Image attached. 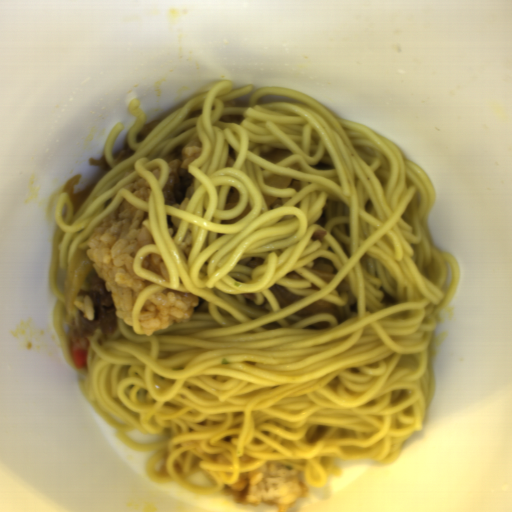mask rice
I'll list each match as a JSON object with an SVG mask.
<instances>
[{
	"mask_svg": "<svg viewBox=\"0 0 512 512\" xmlns=\"http://www.w3.org/2000/svg\"><path fill=\"white\" fill-rule=\"evenodd\" d=\"M149 217L148 212L126 200L122 201L95 227L84 251L92 270L82 280L79 291L88 286L93 276L98 275L112 297L116 322L123 320L129 326H133V312L138 297L152 284L134 271L135 258L140 249L156 243L144 225Z\"/></svg>",
	"mask_w": 512,
	"mask_h": 512,
	"instance_id": "1",
	"label": "rice"
},
{
	"mask_svg": "<svg viewBox=\"0 0 512 512\" xmlns=\"http://www.w3.org/2000/svg\"><path fill=\"white\" fill-rule=\"evenodd\" d=\"M219 492L231 496L237 504L273 506L279 512H287L298 499L308 496L309 486L303 484L300 472L271 462L241 473L235 484Z\"/></svg>",
	"mask_w": 512,
	"mask_h": 512,
	"instance_id": "2",
	"label": "rice"
},
{
	"mask_svg": "<svg viewBox=\"0 0 512 512\" xmlns=\"http://www.w3.org/2000/svg\"><path fill=\"white\" fill-rule=\"evenodd\" d=\"M200 304L199 298L189 292L164 289L153 293L144 303L138 322L145 336L165 330L171 324L188 323Z\"/></svg>",
	"mask_w": 512,
	"mask_h": 512,
	"instance_id": "3",
	"label": "rice"
},
{
	"mask_svg": "<svg viewBox=\"0 0 512 512\" xmlns=\"http://www.w3.org/2000/svg\"><path fill=\"white\" fill-rule=\"evenodd\" d=\"M203 151V143L197 136H190L178 145H176L165 157L168 165V178L165 186L162 188L164 202L167 197V188L171 175L179 168L188 170V167ZM189 171V170H188Z\"/></svg>",
	"mask_w": 512,
	"mask_h": 512,
	"instance_id": "4",
	"label": "rice"
},
{
	"mask_svg": "<svg viewBox=\"0 0 512 512\" xmlns=\"http://www.w3.org/2000/svg\"><path fill=\"white\" fill-rule=\"evenodd\" d=\"M72 323L70 330L82 319L92 320L94 318V310L92 300L88 295H78L73 301Z\"/></svg>",
	"mask_w": 512,
	"mask_h": 512,
	"instance_id": "5",
	"label": "rice"
},
{
	"mask_svg": "<svg viewBox=\"0 0 512 512\" xmlns=\"http://www.w3.org/2000/svg\"><path fill=\"white\" fill-rule=\"evenodd\" d=\"M338 269L333 261L325 256L317 257L310 269L311 274L323 280L325 283H330L334 280Z\"/></svg>",
	"mask_w": 512,
	"mask_h": 512,
	"instance_id": "6",
	"label": "rice"
},
{
	"mask_svg": "<svg viewBox=\"0 0 512 512\" xmlns=\"http://www.w3.org/2000/svg\"><path fill=\"white\" fill-rule=\"evenodd\" d=\"M141 267L161 277L167 283L170 282V271L160 254L155 252L147 255L142 260Z\"/></svg>",
	"mask_w": 512,
	"mask_h": 512,
	"instance_id": "7",
	"label": "rice"
},
{
	"mask_svg": "<svg viewBox=\"0 0 512 512\" xmlns=\"http://www.w3.org/2000/svg\"><path fill=\"white\" fill-rule=\"evenodd\" d=\"M337 291L339 294H342V295L344 293H346V296H347L346 304L345 305H335L332 302H329V301H327V302H329L330 304L335 306L337 313L343 314L348 317H353L354 315H356L359 308H358L356 297L352 293L351 288L348 285V283L342 280L337 286Z\"/></svg>",
	"mask_w": 512,
	"mask_h": 512,
	"instance_id": "8",
	"label": "rice"
},
{
	"mask_svg": "<svg viewBox=\"0 0 512 512\" xmlns=\"http://www.w3.org/2000/svg\"><path fill=\"white\" fill-rule=\"evenodd\" d=\"M124 188L138 199L149 201L151 187L145 179L138 176Z\"/></svg>",
	"mask_w": 512,
	"mask_h": 512,
	"instance_id": "9",
	"label": "rice"
},
{
	"mask_svg": "<svg viewBox=\"0 0 512 512\" xmlns=\"http://www.w3.org/2000/svg\"><path fill=\"white\" fill-rule=\"evenodd\" d=\"M179 249L184 254L185 258L189 260L190 252L192 250V236L191 231H187L179 243Z\"/></svg>",
	"mask_w": 512,
	"mask_h": 512,
	"instance_id": "10",
	"label": "rice"
},
{
	"mask_svg": "<svg viewBox=\"0 0 512 512\" xmlns=\"http://www.w3.org/2000/svg\"><path fill=\"white\" fill-rule=\"evenodd\" d=\"M181 219L172 215H167L168 233L170 237H175L180 227Z\"/></svg>",
	"mask_w": 512,
	"mask_h": 512,
	"instance_id": "11",
	"label": "rice"
},
{
	"mask_svg": "<svg viewBox=\"0 0 512 512\" xmlns=\"http://www.w3.org/2000/svg\"><path fill=\"white\" fill-rule=\"evenodd\" d=\"M263 262H264L263 258L254 256V257L244 258L243 260H241L238 263H239V265H243V266H247L252 269H255L257 266H260L261 264H263Z\"/></svg>",
	"mask_w": 512,
	"mask_h": 512,
	"instance_id": "12",
	"label": "rice"
},
{
	"mask_svg": "<svg viewBox=\"0 0 512 512\" xmlns=\"http://www.w3.org/2000/svg\"><path fill=\"white\" fill-rule=\"evenodd\" d=\"M235 161H236V152L231 146H229L226 167L233 166Z\"/></svg>",
	"mask_w": 512,
	"mask_h": 512,
	"instance_id": "13",
	"label": "rice"
},
{
	"mask_svg": "<svg viewBox=\"0 0 512 512\" xmlns=\"http://www.w3.org/2000/svg\"><path fill=\"white\" fill-rule=\"evenodd\" d=\"M285 189H293L297 192H300L301 187H300L299 180L292 178L291 182L287 185V187Z\"/></svg>",
	"mask_w": 512,
	"mask_h": 512,
	"instance_id": "14",
	"label": "rice"
},
{
	"mask_svg": "<svg viewBox=\"0 0 512 512\" xmlns=\"http://www.w3.org/2000/svg\"><path fill=\"white\" fill-rule=\"evenodd\" d=\"M152 172V174L155 176V178L158 180L160 179V175H161V169L160 167H154L150 170Z\"/></svg>",
	"mask_w": 512,
	"mask_h": 512,
	"instance_id": "15",
	"label": "rice"
},
{
	"mask_svg": "<svg viewBox=\"0 0 512 512\" xmlns=\"http://www.w3.org/2000/svg\"><path fill=\"white\" fill-rule=\"evenodd\" d=\"M283 200L282 197H278L273 203H271L267 208L272 209L277 204H282Z\"/></svg>",
	"mask_w": 512,
	"mask_h": 512,
	"instance_id": "16",
	"label": "rice"
}]
</instances>
